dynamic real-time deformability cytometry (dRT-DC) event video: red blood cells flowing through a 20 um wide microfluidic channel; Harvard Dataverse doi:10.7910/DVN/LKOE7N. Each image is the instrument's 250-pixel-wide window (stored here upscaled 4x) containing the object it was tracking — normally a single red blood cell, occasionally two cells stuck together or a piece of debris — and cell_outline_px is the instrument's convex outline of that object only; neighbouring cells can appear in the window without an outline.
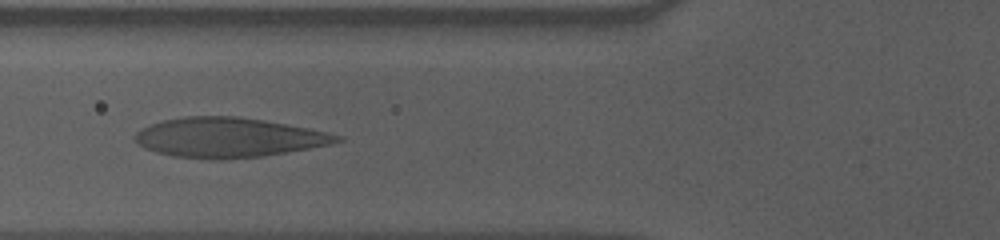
{"species": "human", "species_latin": "Homo sapiens", "temperature_condition": "cold", "stored_images_in_passage": 26, "camera_frame_rate_fps": 3000, "um_per_image_px": 0.085, "donor": {"sex": "male"}, "frame": {"image": 1, "passage_image": 6, "time_ms": 1.667, "image_size_px": [1000, 240], "cell_outline_px": [[344, 140], [332, 144], [260, 156], [220, 160], [208, 160], [172, 156], [156, 152], [144, 148], [136, 144], [132, 136], [140, 128], [164, 120], [184, 116], [236, 116], [264, 120], [308, 128], [328, 132], [344, 136]], "centroid_in_image_um": [19.37, 11.69], "position_along_channel_um": 106.4, "area_um2": 46.93}}
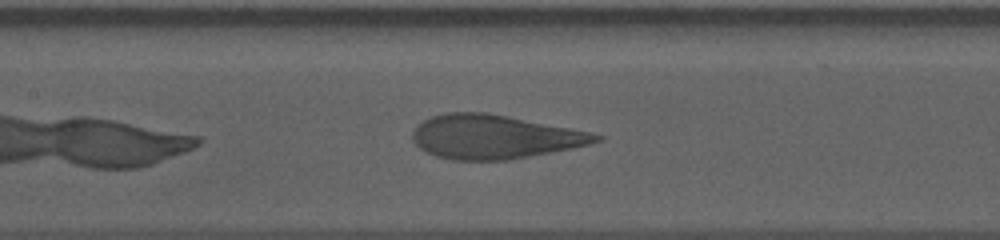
{"frame": {"image": 2, "passage_image": 11, "time_ms": 3.333, "image_size_px": [1000, 240], "cell_outline_px": [[604, 140], [572, 148], [508, 160], [452, 160], [436, 156], [420, 148], [412, 140], [412, 132], [416, 124], [432, 116], [448, 112], [484, 112], [508, 116], [592, 132], [604, 136]], "centroid_in_image_um": [42.01, 11.62], "position_along_channel_um": 165.4, "area_um2": 46.88}}
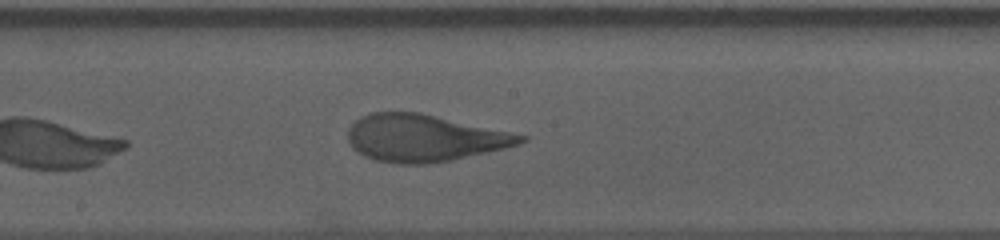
{"frame": {"image": 3, "passage_image": 15, "time_ms": 4.667, "image_size_px": [1000, 240], "cell_outline_px": [[528, 140], [504, 148], [488, 152], [452, 160], [428, 164], [396, 164], [376, 160], [364, 156], [352, 148], [348, 140], [348, 128], [360, 116], [368, 112], [420, 112], [528, 136]], "centroid_in_image_um": [36.01, 11.73], "position_along_channel_um": 212.2, "area_um2": 47.34}}